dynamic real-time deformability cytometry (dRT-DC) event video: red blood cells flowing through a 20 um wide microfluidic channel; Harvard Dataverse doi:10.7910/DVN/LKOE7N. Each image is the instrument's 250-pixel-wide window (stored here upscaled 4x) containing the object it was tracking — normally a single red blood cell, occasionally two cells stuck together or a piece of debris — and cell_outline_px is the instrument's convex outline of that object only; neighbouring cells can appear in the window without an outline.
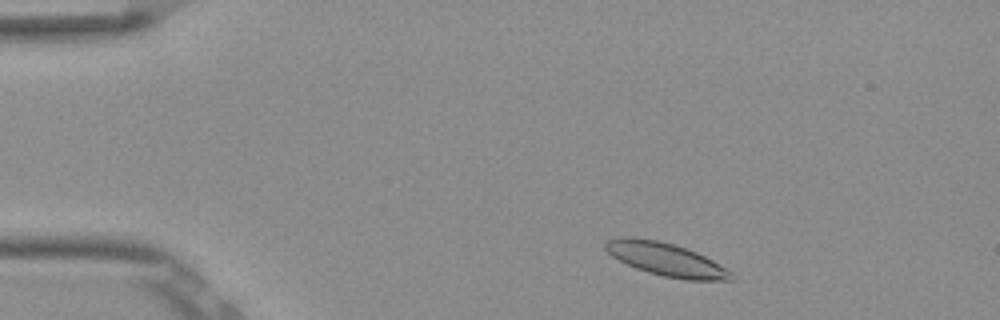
{"species": "Egyptian fruit bat (a non-hibernating species)", "species_latin": "Rousettus aegyptiacus", "temperature_condition": "room temperature", "stored_images_in_passage": 48, "camera_frame_rate_fps": 3000, "um_per_image_px": 0.085, "frame": {"image": 1, "passage_image": 4, "time_ms": 1.0, "image_size_px": [1000, 320], "cell_outline_px": [[736, 280], [688, 280], [664, 276], [648, 272], [636, 268], [612, 256], [604, 248], [604, 244], [608, 240], [624, 236], [628, 236], [656, 240], [672, 244], [696, 252], [712, 260], [732, 272]], "centroid_in_image_um": [56.62, 22.05], "position_along_channel_um": 28.4, "area_um2": 23.93}}
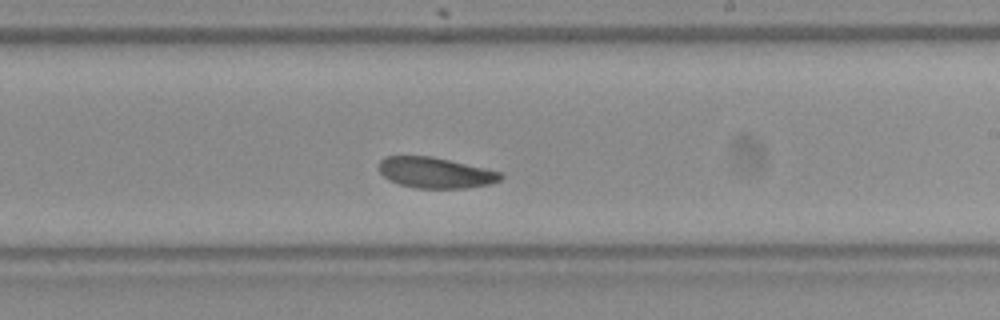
{"frame": {"image": 2, "passage_image": 27, "time_ms": 8.667, "image_size_px": [1000, 320], "cell_outline_px": [[504, 176], [500, 180], [492, 184], [464, 188], [416, 188], [400, 184], [384, 176], [380, 172], [380, 160], [384, 156], [432, 156], [484, 168], [500, 172]], "centroid_in_image_um": [37.03, 14.68], "position_along_channel_um": 252.0, "area_um2": 21.62}}
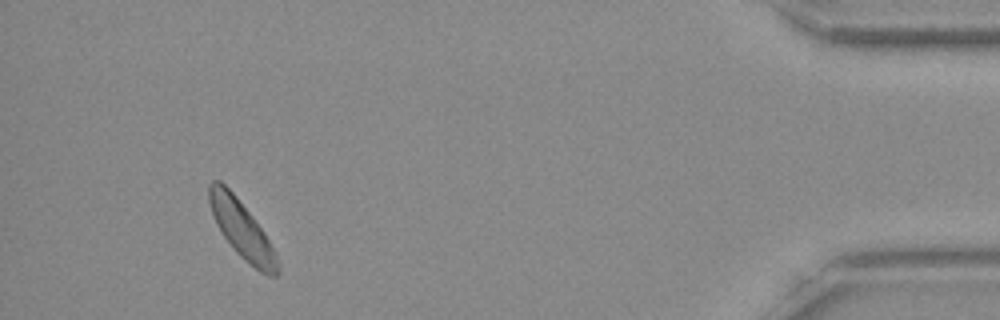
{"frame": {"image": 3, "passage_image": 45, "time_ms": 14.667, "image_size_px": [1000, 320], "cell_outline_px": [[280, 276], [268, 276], [260, 272], [244, 260], [232, 248], [224, 236], [212, 212], [208, 200], [208, 184], [212, 180], [220, 180], [232, 192], [252, 216], [264, 232], [276, 252], [280, 268]], "centroid_in_image_um": [20.59, 19.55], "position_along_channel_um": 414.6, "area_um2": 22.72}, "authors_computed_cell_mechanics": {"area_um2": 22.6865, "velocity_mm_per_s": 3.7905, "shape_relaxation_time_tau1_ms": 2.2407, "shape_relaxation_time_tau2_ms": null, "deformation_change_tau1": 0.0803, "deformation_change_tau2": null}}